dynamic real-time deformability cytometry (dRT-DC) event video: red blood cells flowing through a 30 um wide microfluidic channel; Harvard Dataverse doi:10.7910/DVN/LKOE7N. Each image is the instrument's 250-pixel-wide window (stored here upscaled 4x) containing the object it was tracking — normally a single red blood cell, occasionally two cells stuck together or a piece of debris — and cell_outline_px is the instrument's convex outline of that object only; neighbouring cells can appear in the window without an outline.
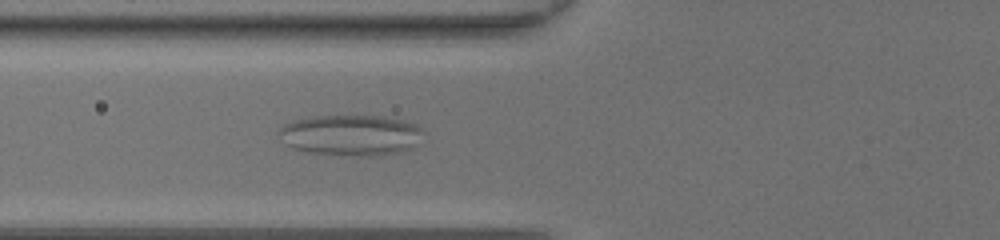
{"species": "common noctule bat (a hibernating species)", "species_latin": "Nyctalus noctula", "temperature_condition": "room temperature", "stored_images_in_passage": 33, "camera_frame_rate_fps": 3000, "um_per_image_px": 0.085, "animal": {"sex": "female", "body_mass_g": 20.0, "forearm_length_mm": 54.0}, "frame": {"image": 1, "passage_image": 4, "time_ms": 1.0, "image_size_px": [1000, 240], "cell_outline_px": [[424, 132], [412, 148], [400, 152], [368, 156], [360, 156], [308, 152], [292, 148], [284, 144], [276, 136], [276, 132], [284, 124], [292, 120], [312, 116], [380, 116], [404, 120], [416, 124]], "centroid_in_image_um": [29.75, 11.48], "position_along_channel_um": 96.0, "area_um2": 34.56}}
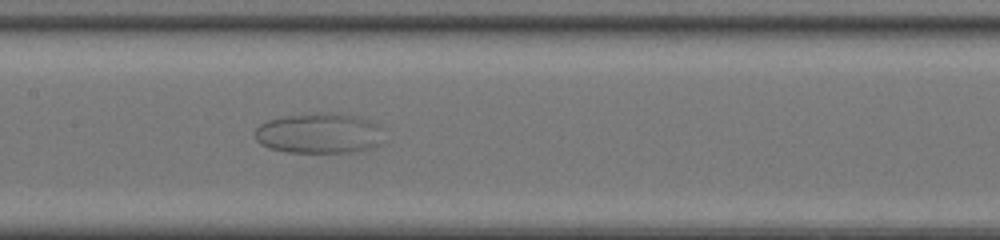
{"frame": {"image": 2, "passage_image": 10, "time_ms": 3.0, "image_size_px": [1000, 240], "cell_outline_px": [[380, 144], [372, 148], [356, 152], [288, 152], [268, 148], [260, 144], [256, 140], [256, 128], [264, 120], [284, 116], [320, 112], [332, 112], [356, 116], [380, 124]], "centroid_in_image_um": [27.1, 11.32], "position_along_channel_um": 180.3, "area_um2": 30.52}}
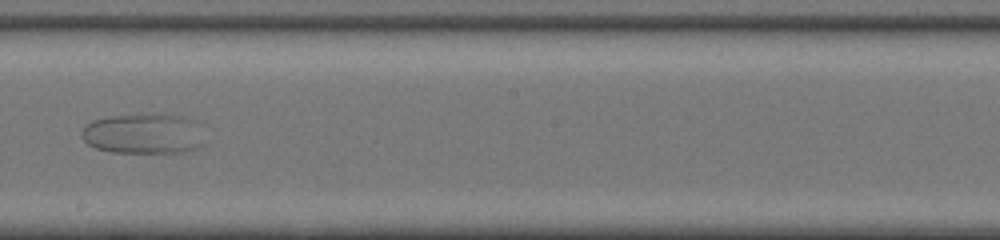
{"frame": {"image": 3, "passage_image": 14, "time_ms": 4.333, "image_size_px": [1000, 240], "cell_outline_px": [[208, 140], [204, 144], [196, 148], [180, 152], [112, 152], [96, 148], [88, 144], [80, 136], [80, 132], [92, 120], [108, 116], [184, 116], [196, 120], [200, 124]], "centroid_in_image_um": [12.27, 11.39], "position_along_channel_um": 235.9, "area_um2": 28.78}}